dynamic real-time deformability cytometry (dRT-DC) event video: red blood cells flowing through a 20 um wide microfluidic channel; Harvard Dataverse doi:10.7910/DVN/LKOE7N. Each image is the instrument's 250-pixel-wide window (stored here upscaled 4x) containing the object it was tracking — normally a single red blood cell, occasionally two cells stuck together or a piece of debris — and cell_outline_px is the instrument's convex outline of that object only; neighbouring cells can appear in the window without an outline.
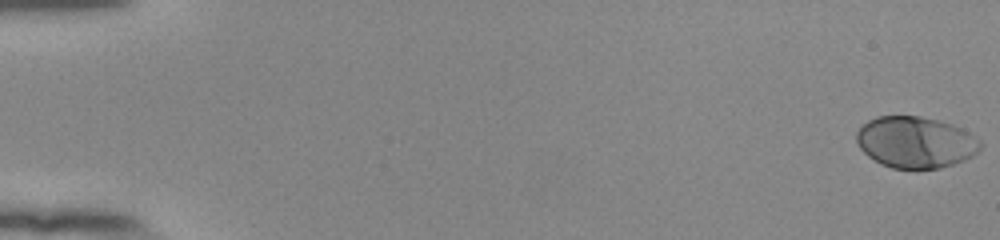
{"species": "human", "species_latin": "Homo sapiens", "temperature_condition": "room temperature", "stored_images_in_passage": 55, "camera_frame_rate_fps": 3000, "um_per_image_px": 0.085, "donor": {"sex": "female"}, "frame": {"image": 1, "passage_image": 1, "time_ms": 0.0, "image_size_px": [1000, 240], "cell_outline_px": [[984, 144], [972, 156], [964, 160], [940, 168], [892, 168], [880, 164], [868, 156], [860, 148], [856, 140], [856, 132], [868, 120], [876, 116], [920, 116], [940, 120], [952, 124], [968, 132], [980, 140]], "centroid_in_image_um": [77.81, 12.08], "position_along_channel_um": 7.2, "area_um2": 37.11}}
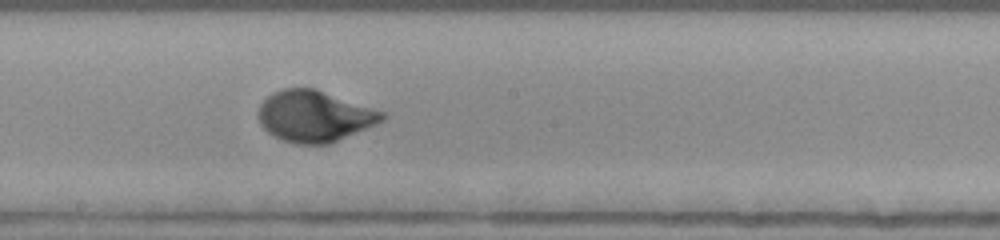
{"frame": {"image": 2, "passage_image": 32, "time_ms": 10.333, "image_size_px": [1000, 240], "cell_outline_px": [[388, 116], [384, 120], [376, 124], [328, 144], [296, 144], [284, 140], [268, 132], [260, 124], [256, 116], [260, 104], [272, 92], [284, 88], [316, 88], [384, 112]], "centroid_in_image_um": [26.71, 9.86], "position_along_channel_um": 221.5, "area_um2": 36.88}}
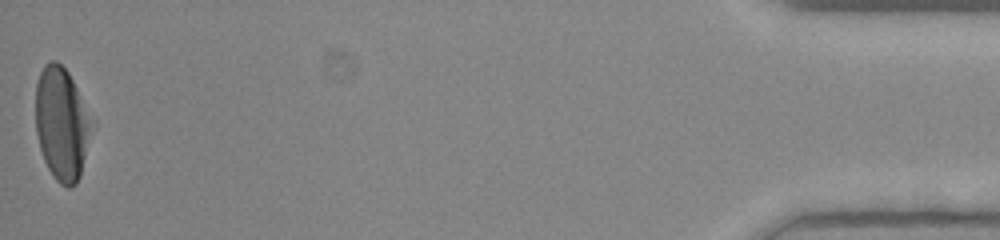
{"frame": {"image": 3, "passage_image": 55, "time_ms": 18.0, "image_size_px": [1000, 240], "cell_outline_px": [[88, 128], [80, 176], [76, 184], [72, 188], [68, 188], [60, 184], [52, 176], [44, 160], [40, 148], [36, 132], [36, 84], [40, 72], [44, 64], [52, 60], [56, 60], [68, 72], [76, 88], [88, 120]], "centroid_in_image_um": [5.14, 10.52], "position_along_channel_um": 430.1, "area_um2": 35.26}, "authors_computed_cell_mechanics": {"area_um2": 36.414, "velocity_mm_per_s": 3.8622, "shape_relaxation_time_tau1_ms": 2.9866, "shape_relaxation_time_tau2_ms": null, "deformation_change_tau1": 0.1899, "deformation_change_tau2": null}}